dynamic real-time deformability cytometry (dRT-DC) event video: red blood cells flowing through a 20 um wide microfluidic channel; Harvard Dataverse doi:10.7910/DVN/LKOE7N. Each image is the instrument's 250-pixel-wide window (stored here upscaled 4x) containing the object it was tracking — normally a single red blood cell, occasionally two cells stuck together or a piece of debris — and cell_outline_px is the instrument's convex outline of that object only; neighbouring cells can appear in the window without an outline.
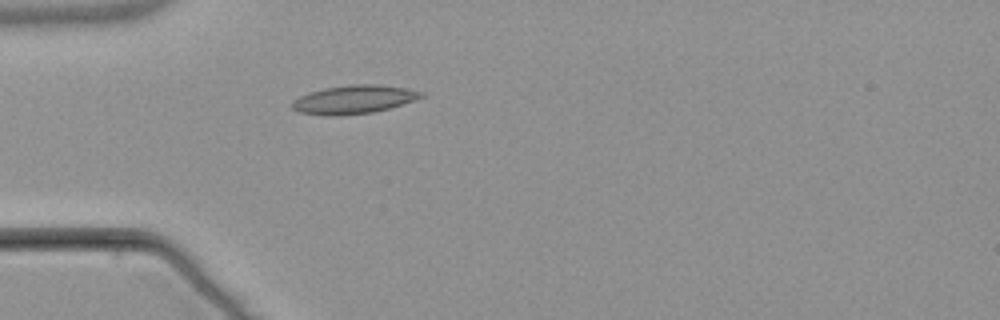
{"species": "common noctule bat (a hibernating species)", "species_latin": "Nyctalus noctula", "temperature_condition": "warm", "stored_images_in_passage": 5, "camera_frame_rate_fps": 3000, "um_per_image_px": 0.085, "animal": {"sex": "male", "body_mass_g": 21.5, "forearm_length_mm": 52.0}, "frame": {"image": 1, "passage_image": 5, "time_ms": 5.0, "image_size_px": [1000, 320], "cell_outline_px": [[424, 96], [416, 100], [388, 108], [372, 112], [336, 116], [332, 116], [300, 112], [292, 108], [292, 100], [300, 96], [324, 88], [352, 84], [380, 84], [408, 88], [424, 92]], "centroid_in_image_um": [30.12, 8.44], "position_along_channel_um": 54.9, "area_um2": 21.33}}